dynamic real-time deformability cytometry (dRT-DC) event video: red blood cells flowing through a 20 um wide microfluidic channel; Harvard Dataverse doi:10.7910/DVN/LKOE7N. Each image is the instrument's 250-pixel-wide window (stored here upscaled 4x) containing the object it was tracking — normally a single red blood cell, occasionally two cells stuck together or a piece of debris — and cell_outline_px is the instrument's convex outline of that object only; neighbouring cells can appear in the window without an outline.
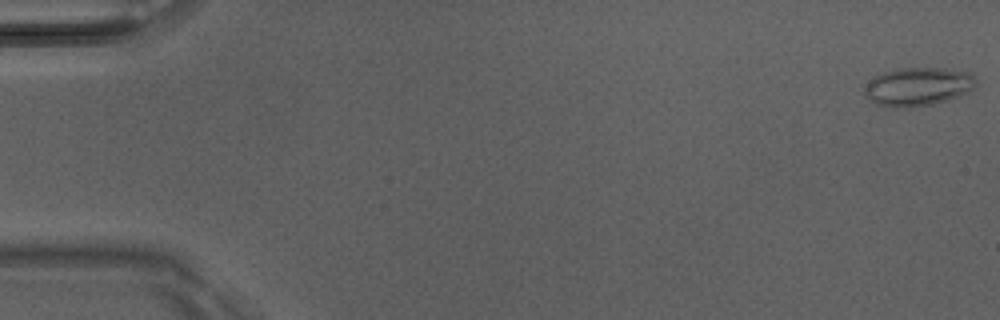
{"species": "Egyptian fruit bat (a non-hibernating species)", "species_latin": "Rousettus aegyptiacus", "temperature_condition": "room temperature", "stored_images_in_passage": 5, "camera_frame_rate_fps": 3000, "um_per_image_px": 0.085, "animal": {"sex": "male"}, "frame": {"image": 1, "passage_image": 1, "time_ms": 0.0, "image_size_px": [1000, 320], "cell_outline_px": [[976, 88], [968, 92], [948, 100], [932, 104], [912, 108], [892, 108], [876, 104], [864, 96], [864, 88], [876, 76], [884, 72], [900, 68], [944, 68], [972, 72], [976, 80]], "centroid_in_image_um": [78.06, 7.38], "position_along_channel_um": 6.9, "area_um2": 25.26}}